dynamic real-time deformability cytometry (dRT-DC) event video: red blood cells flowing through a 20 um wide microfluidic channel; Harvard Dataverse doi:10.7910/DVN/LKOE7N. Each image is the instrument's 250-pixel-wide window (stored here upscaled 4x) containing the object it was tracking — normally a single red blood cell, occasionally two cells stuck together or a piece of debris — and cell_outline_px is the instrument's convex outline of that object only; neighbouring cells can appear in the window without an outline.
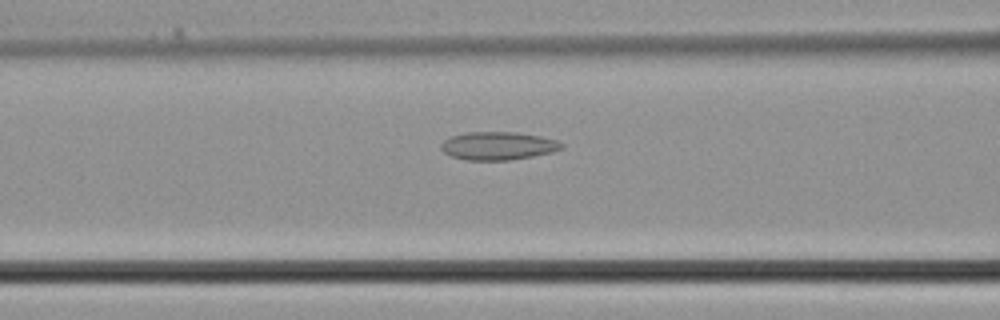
{"species": "common noctule bat (a hibernating species)", "species_latin": "Nyctalus noctula", "temperature_condition": "cold", "stored_images_in_passage": 26, "camera_frame_rate_fps": 3000, "um_per_image_px": 0.085, "animal": {"sex": "male", "body_mass_g": 21.5, "forearm_length_mm": 52.0}, "frame": {"image": 1, "passage_image": 10, "time_ms": 3.0, "image_size_px": [1000, 320], "cell_outline_px": [[564, 148], [552, 152], [532, 156], [508, 160], [468, 160], [452, 156], [444, 152], [440, 148], [440, 144], [444, 140], [452, 136], [468, 132], [516, 132], [540, 136], [556, 140], [564, 144]], "centroid_in_image_um": [42.34, 12.39], "position_along_channel_um": 124.3, "area_um2": 19.65}}
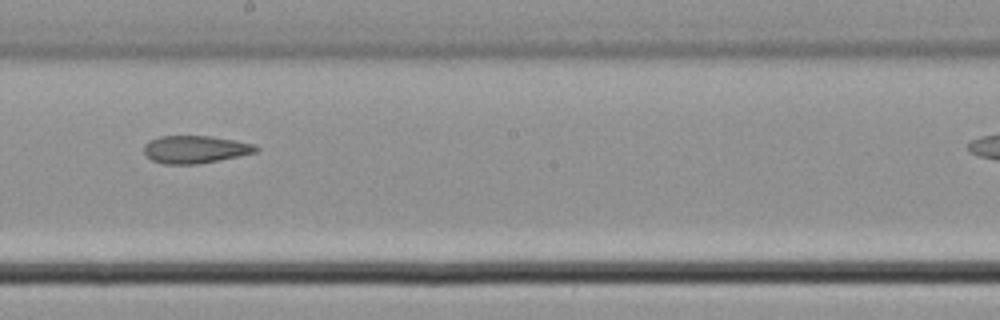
{"frame": {"image": 2, "passage_image": 16, "time_ms": 5.0, "image_size_px": [1000, 320], "cell_outline_px": [[260, 148], [256, 152], [196, 164], [164, 164], [152, 160], [144, 152], [144, 144], [148, 140], [160, 136], [212, 136], [252, 144]], "centroid_in_image_um": [16.53, 12.69], "position_along_channel_um": 231.7, "area_um2": 17.74}}
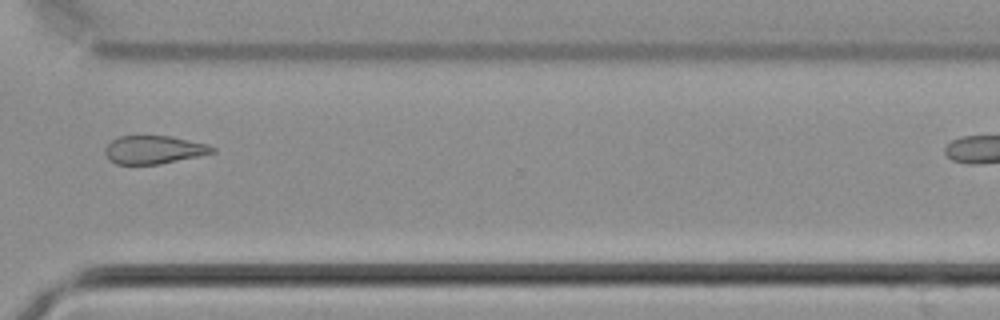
{"frame": {"image": 3, "passage_image": 23, "time_ms": 7.333, "image_size_px": [1000, 320], "cell_outline_px": [[216, 152], [160, 164], [116, 164], [108, 160], [104, 152], [104, 148], [112, 140], [120, 136], [172, 136], [208, 144], [216, 148]], "centroid_in_image_um": [13.07, 12.73], "position_along_channel_um": 357.5, "area_um2": 17.69}}